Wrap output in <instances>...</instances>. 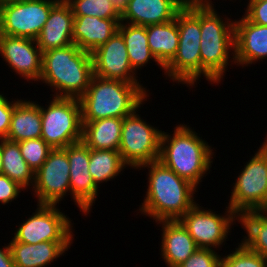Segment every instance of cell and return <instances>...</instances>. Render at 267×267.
<instances>
[{
	"label": "cell",
	"mask_w": 267,
	"mask_h": 267,
	"mask_svg": "<svg viewBox=\"0 0 267 267\" xmlns=\"http://www.w3.org/2000/svg\"><path fill=\"white\" fill-rule=\"evenodd\" d=\"M148 169V188L142 205L141 214L157 221L179 220L196 202L192 183L179 177L173 170L156 160L139 167Z\"/></svg>",
	"instance_id": "obj_1"
},
{
	"label": "cell",
	"mask_w": 267,
	"mask_h": 267,
	"mask_svg": "<svg viewBox=\"0 0 267 267\" xmlns=\"http://www.w3.org/2000/svg\"><path fill=\"white\" fill-rule=\"evenodd\" d=\"M148 91L140 83H127L93 75L88 89L79 98L82 123L105 118H124L147 101Z\"/></svg>",
	"instance_id": "obj_2"
},
{
	"label": "cell",
	"mask_w": 267,
	"mask_h": 267,
	"mask_svg": "<svg viewBox=\"0 0 267 267\" xmlns=\"http://www.w3.org/2000/svg\"><path fill=\"white\" fill-rule=\"evenodd\" d=\"M91 53L76 44L43 52L39 82L54 88L52 97L79 99L93 77Z\"/></svg>",
	"instance_id": "obj_3"
},
{
	"label": "cell",
	"mask_w": 267,
	"mask_h": 267,
	"mask_svg": "<svg viewBox=\"0 0 267 267\" xmlns=\"http://www.w3.org/2000/svg\"><path fill=\"white\" fill-rule=\"evenodd\" d=\"M174 129L172 135L162 132L159 161L198 187L210 172L215 152L189 125L179 124Z\"/></svg>",
	"instance_id": "obj_4"
},
{
	"label": "cell",
	"mask_w": 267,
	"mask_h": 267,
	"mask_svg": "<svg viewBox=\"0 0 267 267\" xmlns=\"http://www.w3.org/2000/svg\"><path fill=\"white\" fill-rule=\"evenodd\" d=\"M214 7L200 5V56L201 75L217 85L223 80L228 62L235 64V21L222 19Z\"/></svg>",
	"instance_id": "obj_5"
},
{
	"label": "cell",
	"mask_w": 267,
	"mask_h": 267,
	"mask_svg": "<svg viewBox=\"0 0 267 267\" xmlns=\"http://www.w3.org/2000/svg\"><path fill=\"white\" fill-rule=\"evenodd\" d=\"M179 46L174 58L164 67V75L178 82L195 86L201 77L200 5L186 1L176 14Z\"/></svg>",
	"instance_id": "obj_6"
},
{
	"label": "cell",
	"mask_w": 267,
	"mask_h": 267,
	"mask_svg": "<svg viewBox=\"0 0 267 267\" xmlns=\"http://www.w3.org/2000/svg\"><path fill=\"white\" fill-rule=\"evenodd\" d=\"M48 105L40 106L41 138L53 149L82 140L81 104L77 98L52 97Z\"/></svg>",
	"instance_id": "obj_7"
},
{
	"label": "cell",
	"mask_w": 267,
	"mask_h": 267,
	"mask_svg": "<svg viewBox=\"0 0 267 267\" xmlns=\"http://www.w3.org/2000/svg\"><path fill=\"white\" fill-rule=\"evenodd\" d=\"M245 164L233 183L228 203L238 216L249 211L267 210V154L259 147Z\"/></svg>",
	"instance_id": "obj_8"
},
{
	"label": "cell",
	"mask_w": 267,
	"mask_h": 267,
	"mask_svg": "<svg viewBox=\"0 0 267 267\" xmlns=\"http://www.w3.org/2000/svg\"><path fill=\"white\" fill-rule=\"evenodd\" d=\"M136 112L123 118L118 149L123 162L134 169L159 160L162 135V130L148 124Z\"/></svg>",
	"instance_id": "obj_9"
},
{
	"label": "cell",
	"mask_w": 267,
	"mask_h": 267,
	"mask_svg": "<svg viewBox=\"0 0 267 267\" xmlns=\"http://www.w3.org/2000/svg\"><path fill=\"white\" fill-rule=\"evenodd\" d=\"M59 0H24L0 6V34L37 39Z\"/></svg>",
	"instance_id": "obj_10"
},
{
	"label": "cell",
	"mask_w": 267,
	"mask_h": 267,
	"mask_svg": "<svg viewBox=\"0 0 267 267\" xmlns=\"http://www.w3.org/2000/svg\"><path fill=\"white\" fill-rule=\"evenodd\" d=\"M36 211L19 224L11 241L36 244L46 241H73L72 223L57 205L38 204ZM61 211V212H60Z\"/></svg>",
	"instance_id": "obj_11"
},
{
	"label": "cell",
	"mask_w": 267,
	"mask_h": 267,
	"mask_svg": "<svg viewBox=\"0 0 267 267\" xmlns=\"http://www.w3.org/2000/svg\"><path fill=\"white\" fill-rule=\"evenodd\" d=\"M226 208L223 216L196 203L179 219L198 248L216 249L225 243L231 225L239 221V216L228 206Z\"/></svg>",
	"instance_id": "obj_12"
},
{
	"label": "cell",
	"mask_w": 267,
	"mask_h": 267,
	"mask_svg": "<svg viewBox=\"0 0 267 267\" xmlns=\"http://www.w3.org/2000/svg\"><path fill=\"white\" fill-rule=\"evenodd\" d=\"M70 167L66 151L53 149L43 165L35 172L32 190L38 204L57 205L70 195Z\"/></svg>",
	"instance_id": "obj_13"
},
{
	"label": "cell",
	"mask_w": 267,
	"mask_h": 267,
	"mask_svg": "<svg viewBox=\"0 0 267 267\" xmlns=\"http://www.w3.org/2000/svg\"><path fill=\"white\" fill-rule=\"evenodd\" d=\"M70 167V194L80 212L89 214L98 196V187L89 173L90 148L81 140L63 148Z\"/></svg>",
	"instance_id": "obj_14"
},
{
	"label": "cell",
	"mask_w": 267,
	"mask_h": 267,
	"mask_svg": "<svg viewBox=\"0 0 267 267\" xmlns=\"http://www.w3.org/2000/svg\"><path fill=\"white\" fill-rule=\"evenodd\" d=\"M93 74L104 79L139 83L131 65L122 35L117 31L92 53Z\"/></svg>",
	"instance_id": "obj_15"
},
{
	"label": "cell",
	"mask_w": 267,
	"mask_h": 267,
	"mask_svg": "<svg viewBox=\"0 0 267 267\" xmlns=\"http://www.w3.org/2000/svg\"><path fill=\"white\" fill-rule=\"evenodd\" d=\"M0 54L13 72L21 78L39 81L43 52L35 39L0 34Z\"/></svg>",
	"instance_id": "obj_16"
},
{
	"label": "cell",
	"mask_w": 267,
	"mask_h": 267,
	"mask_svg": "<svg viewBox=\"0 0 267 267\" xmlns=\"http://www.w3.org/2000/svg\"><path fill=\"white\" fill-rule=\"evenodd\" d=\"M187 0H128L121 8V22L148 26L167 23L185 6Z\"/></svg>",
	"instance_id": "obj_17"
},
{
	"label": "cell",
	"mask_w": 267,
	"mask_h": 267,
	"mask_svg": "<svg viewBox=\"0 0 267 267\" xmlns=\"http://www.w3.org/2000/svg\"><path fill=\"white\" fill-rule=\"evenodd\" d=\"M267 58V26L254 24L244 15L235 21V65L242 68Z\"/></svg>",
	"instance_id": "obj_18"
},
{
	"label": "cell",
	"mask_w": 267,
	"mask_h": 267,
	"mask_svg": "<svg viewBox=\"0 0 267 267\" xmlns=\"http://www.w3.org/2000/svg\"><path fill=\"white\" fill-rule=\"evenodd\" d=\"M74 15L65 0H59L49 13L48 19L37 37L42 52L73 44Z\"/></svg>",
	"instance_id": "obj_19"
},
{
	"label": "cell",
	"mask_w": 267,
	"mask_h": 267,
	"mask_svg": "<svg viewBox=\"0 0 267 267\" xmlns=\"http://www.w3.org/2000/svg\"><path fill=\"white\" fill-rule=\"evenodd\" d=\"M161 254L168 267H178L197 249L195 241L179 220H161Z\"/></svg>",
	"instance_id": "obj_20"
},
{
	"label": "cell",
	"mask_w": 267,
	"mask_h": 267,
	"mask_svg": "<svg viewBox=\"0 0 267 267\" xmlns=\"http://www.w3.org/2000/svg\"><path fill=\"white\" fill-rule=\"evenodd\" d=\"M121 19H100L96 16H74L73 43L92 53L106 43L117 31Z\"/></svg>",
	"instance_id": "obj_21"
},
{
	"label": "cell",
	"mask_w": 267,
	"mask_h": 267,
	"mask_svg": "<svg viewBox=\"0 0 267 267\" xmlns=\"http://www.w3.org/2000/svg\"><path fill=\"white\" fill-rule=\"evenodd\" d=\"M73 241H46L26 244L10 241L15 267H45L70 249Z\"/></svg>",
	"instance_id": "obj_22"
},
{
	"label": "cell",
	"mask_w": 267,
	"mask_h": 267,
	"mask_svg": "<svg viewBox=\"0 0 267 267\" xmlns=\"http://www.w3.org/2000/svg\"><path fill=\"white\" fill-rule=\"evenodd\" d=\"M42 122L38 102L32 100H15L10 129L5 139L21 142L41 138Z\"/></svg>",
	"instance_id": "obj_23"
},
{
	"label": "cell",
	"mask_w": 267,
	"mask_h": 267,
	"mask_svg": "<svg viewBox=\"0 0 267 267\" xmlns=\"http://www.w3.org/2000/svg\"><path fill=\"white\" fill-rule=\"evenodd\" d=\"M123 118H105L82 123V141L93 150H114L120 146Z\"/></svg>",
	"instance_id": "obj_24"
},
{
	"label": "cell",
	"mask_w": 267,
	"mask_h": 267,
	"mask_svg": "<svg viewBox=\"0 0 267 267\" xmlns=\"http://www.w3.org/2000/svg\"><path fill=\"white\" fill-rule=\"evenodd\" d=\"M148 45L156 60L165 67L175 56L179 46V31L175 19L146 26Z\"/></svg>",
	"instance_id": "obj_25"
},
{
	"label": "cell",
	"mask_w": 267,
	"mask_h": 267,
	"mask_svg": "<svg viewBox=\"0 0 267 267\" xmlns=\"http://www.w3.org/2000/svg\"><path fill=\"white\" fill-rule=\"evenodd\" d=\"M118 32L125 41L130 65L135 72L144 67V65L146 66L148 62L150 63L151 59L164 70V67L156 60L149 48L146 26L120 22Z\"/></svg>",
	"instance_id": "obj_26"
},
{
	"label": "cell",
	"mask_w": 267,
	"mask_h": 267,
	"mask_svg": "<svg viewBox=\"0 0 267 267\" xmlns=\"http://www.w3.org/2000/svg\"><path fill=\"white\" fill-rule=\"evenodd\" d=\"M2 174L17 182L25 190L34 186L35 173L26 163L18 142L2 139Z\"/></svg>",
	"instance_id": "obj_27"
},
{
	"label": "cell",
	"mask_w": 267,
	"mask_h": 267,
	"mask_svg": "<svg viewBox=\"0 0 267 267\" xmlns=\"http://www.w3.org/2000/svg\"><path fill=\"white\" fill-rule=\"evenodd\" d=\"M238 222L247 233L242 242L267 260V210L245 212Z\"/></svg>",
	"instance_id": "obj_28"
},
{
	"label": "cell",
	"mask_w": 267,
	"mask_h": 267,
	"mask_svg": "<svg viewBox=\"0 0 267 267\" xmlns=\"http://www.w3.org/2000/svg\"><path fill=\"white\" fill-rule=\"evenodd\" d=\"M126 167L118 150L90 149L89 173L98 188L100 183L115 179Z\"/></svg>",
	"instance_id": "obj_29"
},
{
	"label": "cell",
	"mask_w": 267,
	"mask_h": 267,
	"mask_svg": "<svg viewBox=\"0 0 267 267\" xmlns=\"http://www.w3.org/2000/svg\"><path fill=\"white\" fill-rule=\"evenodd\" d=\"M74 16L121 19V9L111 0H65Z\"/></svg>",
	"instance_id": "obj_30"
},
{
	"label": "cell",
	"mask_w": 267,
	"mask_h": 267,
	"mask_svg": "<svg viewBox=\"0 0 267 267\" xmlns=\"http://www.w3.org/2000/svg\"><path fill=\"white\" fill-rule=\"evenodd\" d=\"M221 267H267V260L241 241L235 251L221 257Z\"/></svg>",
	"instance_id": "obj_31"
},
{
	"label": "cell",
	"mask_w": 267,
	"mask_h": 267,
	"mask_svg": "<svg viewBox=\"0 0 267 267\" xmlns=\"http://www.w3.org/2000/svg\"><path fill=\"white\" fill-rule=\"evenodd\" d=\"M18 143L21 155L34 173L43 165L53 150L42 138L28 139Z\"/></svg>",
	"instance_id": "obj_32"
},
{
	"label": "cell",
	"mask_w": 267,
	"mask_h": 267,
	"mask_svg": "<svg viewBox=\"0 0 267 267\" xmlns=\"http://www.w3.org/2000/svg\"><path fill=\"white\" fill-rule=\"evenodd\" d=\"M178 267H221V256L215 249L198 248Z\"/></svg>",
	"instance_id": "obj_33"
},
{
	"label": "cell",
	"mask_w": 267,
	"mask_h": 267,
	"mask_svg": "<svg viewBox=\"0 0 267 267\" xmlns=\"http://www.w3.org/2000/svg\"><path fill=\"white\" fill-rule=\"evenodd\" d=\"M244 13L250 22L267 26V0H249Z\"/></svg>",
	"instance_id": "obj_34"
},
{
	"label": "cell",
	"mask_w": 267,
	"mask_h": 267,
	"mask_svg": "<svg viewBox=\"0 0 267 267\" xmlns=\"http://www.w3.org/2000/svg\"><path fill=\"white\" fill-rule=\"evenodd\" d=\"M20 190L24 191L25 189L5 174H0V203L6 205L12 200H16Z\"/></svg>",
	"instance_id": "obj_35"
},
{
	"label": "cell",
	"mask_w": 267,
	"mask_h": 267,
	"mask_svg": "<svg viewBox=\"0 0 267 267\" xmlns=\"http://www.w3.org/2000/svg\"><path fill=\"white\" fill-rule=\"evenodd\" d=\"M15 100L8 101L7 97L0 93V139H5L8 135Z\"/></svg>",
	"instance_id": "obj_36"
},
{
	"label": "cell",
	"mask_w": 267,
	"mask_h": 267,
	"mask_svg": "<svg viewBox=\"0 0 267 267\" xmlns=\"http://www.w3.org/2000/svg\"><path fill=\"white\" fill-rule=\"evenodd\" d=\"M0 267H15L9 243L0 248Z\"/></svg>",
	"instance_id": "obj_37"
},
{
	"label": "cell",
	"mask_w": 267,
	"mask_h": 267,
	"mask_svg": "<svg viewBox=\"0 0 267 267\" xmlns=\"http://www.w3.org/2000/svg\"><path fill=\"white\" fill-rule=\"evenodd\" d=\"M191 3L197 4V5H203V6H213V1L211 0H187Z\"/></svg>",
	"instance_id": "obj_38"
},
{
	"label": "cell",
	"mask_w": 267,
	"mask_h": 267,
	"mask_svg": "<svg viewBox=\"0 0 267 267\" xmlns=\"http://www.w3.org/2000/svg\"><path fill=\"white\" fill-rule=\"evenodd\" d=\"M111 1H113L121 9L128 0H111Z\"/></svg>",
	"instance_id": "obj_39"
},
{
	"label": "cell",
	"mask_w": 267,
	"mask_h": 267,
	"mask_svg": "<svg viewBox=\"0 0 267 267\" xmlns=\"http://www.w3.org/2000/svg\"><path fill=\"white\" fill-rule=\"evenodd\" d=\"M0 174H2V139H0Z\"/></svg>",
	"instance_id": "obj_40"
},
{
	"label": "cell",
	"mask_w": 267,
	"mask_h": 267,
	"mask_svg": "<svg viewBox=\"0 0 267 267\" xmlns=\"http://www.w3.org/2000/svg\"><path fill=\"white\" fill-rule=\"evenodd\" d=\"M24 0H0V6L7 4V3H12V2H20Z\"/></svg>",
	"instance_id": "obj_41"
},
{
	"label": "cell",
	"mask_w": 267,
	"mask_h": 267,
	"mask_svg": "<svg viewBox=\"0 0 267 267\" xmlns=\"http://www.w3.org/2000/svg\"><path fill=\"white\" fill-rule=\"evenodd\" d=\"M264 140L265 142H263L260 148L267 154V137Z\"/></svg>",
	"instance_id": "obj_42"
}]
</instances>
